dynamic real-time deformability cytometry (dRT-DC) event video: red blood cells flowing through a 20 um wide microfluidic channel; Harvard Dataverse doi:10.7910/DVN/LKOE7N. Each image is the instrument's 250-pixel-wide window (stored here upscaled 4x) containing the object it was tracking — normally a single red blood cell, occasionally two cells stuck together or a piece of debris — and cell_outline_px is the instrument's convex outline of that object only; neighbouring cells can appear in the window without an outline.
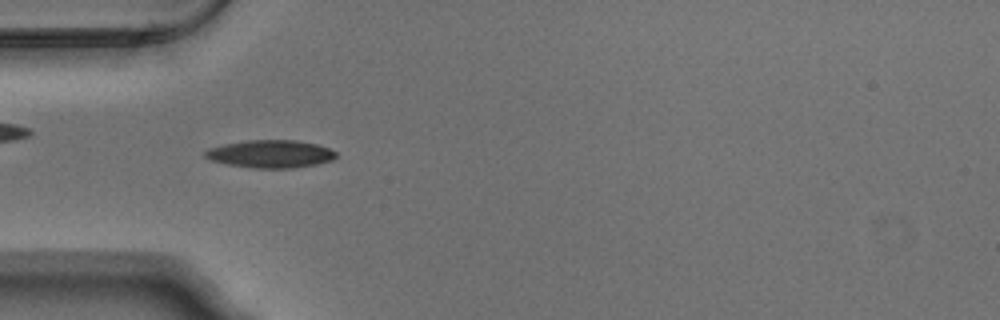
{"species": "Egyptian fruit bat (a non-hibernating species)", "species_latin": "Rousettus aegyptiacus", "temperature_condition": "warm", "stored_images_in_passage": 54, "camera_frame_rate_fps": 3000, "um_per_image_px": 0.085, "animal": {"sex": "male"}, "frame": {"image": 1, "passage_image": 17, "time_ms": 5.333, "image_size_px": [1000, 320], "cell_outline_px": [[336, 156], [332, 160], [316, 164], [292, 168], [252, 168], [228, 164], [212, 160], [204, 156], [204, 152], [208, 148], [224, 144], [248, 140], [296, 140], [316, 144], [328, 148], [336, 152]], "centroid_in_image_um": [22.98, 13.08], "position_along_channel_um": 62.0, "area_um2": 21.04}}
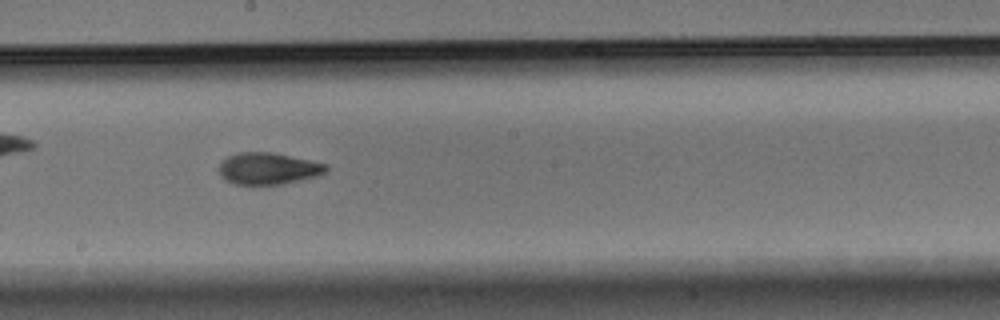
{"frame": {"image": 2, "passage_image": 30, "time_ms": 9.667, "image_size_px": [1000, 320], "cell_outline_px": [[328, 168], [324, 172], [316, 176], [284, 184], [236, 184], [224, 180], [220, 176], [220, 160], [228, 156], [240, 152], [272, 152], [328, 164]], "centroid_in_image_um": [22.77, 14.32], "position_along_channel_um": 225.4, "area_um2": 19.77}}
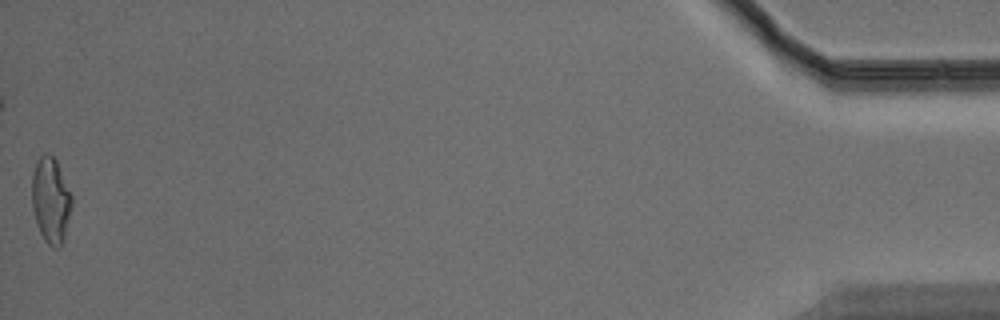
{"frame": {"image": 3, "passage_image": 54, "time_ms": 17.667, "image_size_px": [1000, 320], "cell_outline_px": [[72, 204], [64, 240], [60, 248], [52, 248], [44, 240], [40, 232], [32, 208], [32, 176], [36, 164], [40, 156], [44, 152], [48, 152], [56, 160], [72, 196]], "centroid_in_image_um": [4.32, 17.04], "position_along_channel_um": 430.9, "area_um2": 19.88}, "authors_computed_cell_mechanics": {"area_um2": 19.4786, "velocity_mm_per_s": 3.7802, "shape_relaxation_time_tau1_ms": 8.8592, "shape_relaxation_time_tau2_ms": 2.4022, "deformation_change_tau1": 0.2569, "deformation_change_tau2": 0.0886}}